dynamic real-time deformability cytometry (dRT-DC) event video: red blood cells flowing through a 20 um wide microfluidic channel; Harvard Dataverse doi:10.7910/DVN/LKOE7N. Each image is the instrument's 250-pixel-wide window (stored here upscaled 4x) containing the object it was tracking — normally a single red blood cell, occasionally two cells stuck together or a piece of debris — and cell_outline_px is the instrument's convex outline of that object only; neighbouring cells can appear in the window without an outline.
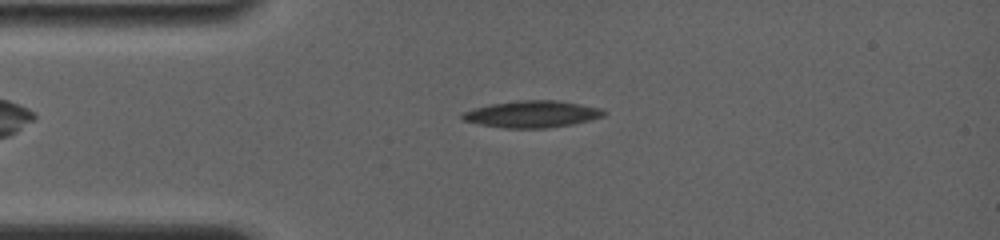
{"species": "common noctule bat (a hibernating species)", "species_latin": "Nyctalus noctula", "temperature_condition": "room temperature", "stored_images_in_passage": 8, "camera_frame_rate_fps": 4000, "um_per_image_px": 0.085, "animal": {"sex": "female", "body_mass_g": 19.0, "forearm_length_mm": 56.7}, "frame": {"image": 1, "passage_image": 5, "time_ms": 2.5, "image_size_px": [1000, 240], "cell_outline_px": [[608, 112], [604, 116], [572, 124], [548, 128], [504, 128], [480, 124], [460, 120], [460, 116], [464, 112], [476, 108], [492, 104], [520, 100], [556, 100], [580, 104], [600, 108]], "centroid_in_image_um": [45.23, 9.7], "position_along_channel_um": 39.8, "area_um2": 21.96}}
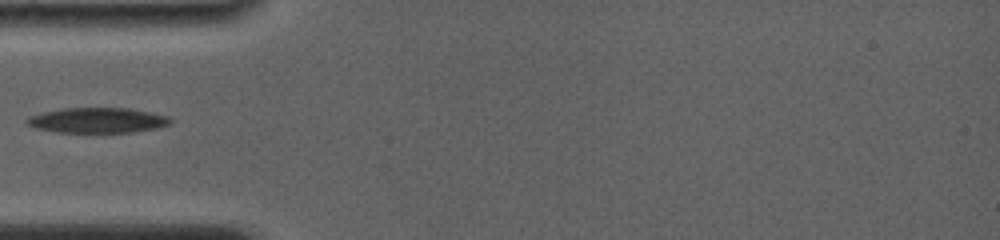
{"frame": {"image": 2, "passage_image": 7, "time_ms": 4.0, "image_size_px": [1000, 240], "cell_outline_px": [[172, 120], [168, 124], [156, 128], [132, 132], [56, 132], [36, 128], [28, 124], [24, 120], [28, 116], [40, 112], [64, 108], [128, 108], [168, 116]], "centroid_in_image_um": [8.22, 10.22], "position_along_channel_um": 76.8, "area_um2": 20.98}}